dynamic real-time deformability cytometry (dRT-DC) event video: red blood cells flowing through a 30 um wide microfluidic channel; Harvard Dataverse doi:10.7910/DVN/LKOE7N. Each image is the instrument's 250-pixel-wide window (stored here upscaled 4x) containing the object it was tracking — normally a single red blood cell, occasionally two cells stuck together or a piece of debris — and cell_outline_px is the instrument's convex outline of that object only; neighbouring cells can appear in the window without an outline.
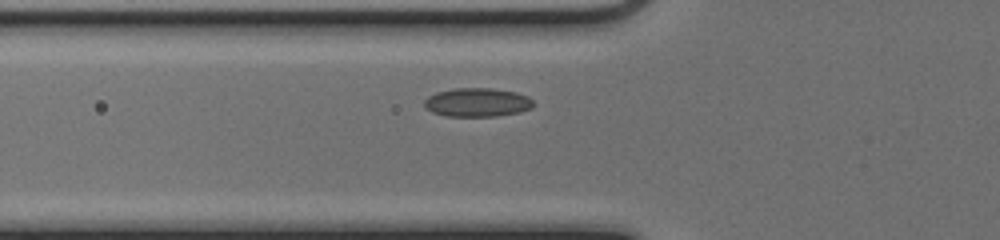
{"species": "common noctule bat (a hibernating species)", "species_latin": "Nyctalus noctula", "temperature_condition": "cold", "stored_images_in_passage": 33, "camera_frame_rate_fps": 3000, "um_per_image_px": 0.085, "animal": {"sex": "female", "body_mass_g": 17.0, "forearm_length_mm": 48.0}, "frame": {"image": 1, "passage_image": 4, "time_ms": 1.0, "image_size_px": [1000, 240], "cell_outline_px": [[532, 108], [520, 112], [496, 116], [444, 116], [432, 112], [424, 108], [424, 100], [428, 96], [436, 92], [452, 88], [492, 88], [516, 92], [528, 96], [532, 100]], "centroid_in_image_um": [40.53, 8.7], "position_along_channel_um": 85.3, "area_um2": 18.44}}
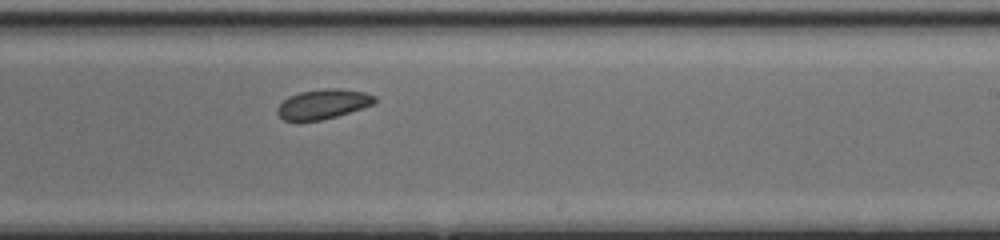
{"frame": {"image": 2, "passage_image": 17, "time_ms": 5.333, "image_size_px": [1000, 240], "cell_outline_px": [[376, 100], [372, 104], [364, 108], [336, 116], [320, 120], [284, 120], [276, 112], [276, 108], [288, 96], [300, 92], [320, 88], [340, 88], [364, 92], [376, 96]], "centroid_in_image_um": [27.46, 8.82], "position_along_channel_um": 261.5, "area_um2": 16.82}}
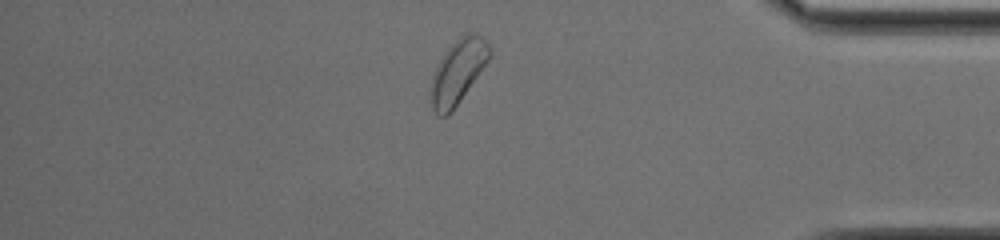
{"frame": {"image": 3, "passage_image": 29, "time_ms": 9.333, "image_size_px": [1000, 240], "cell_outline_px": [[492, 56], [452, 112], [448, 116], [440, 116], [432, 108], [428, 100], [428, 88], [432, 72], [444, 52], [460, 36], [468, 32], [476, 32], [488, 44], [492, 52]], "centroid_in_image_um": [38.87, 6.12], "position_along_channel_um": 396.3, "area_um2": 22.48}, "authors_computed_cell_mechanics": {"area_um2": 17.918, "velocity_mm_per_s": 4.0704, "shape_relaxation_time_tau1_ms": 7.6101, "shape_relaxation_time_tau2_ms": null, "deformation_change_tau1": 0.1103, "deformation_change_tau2": null}}